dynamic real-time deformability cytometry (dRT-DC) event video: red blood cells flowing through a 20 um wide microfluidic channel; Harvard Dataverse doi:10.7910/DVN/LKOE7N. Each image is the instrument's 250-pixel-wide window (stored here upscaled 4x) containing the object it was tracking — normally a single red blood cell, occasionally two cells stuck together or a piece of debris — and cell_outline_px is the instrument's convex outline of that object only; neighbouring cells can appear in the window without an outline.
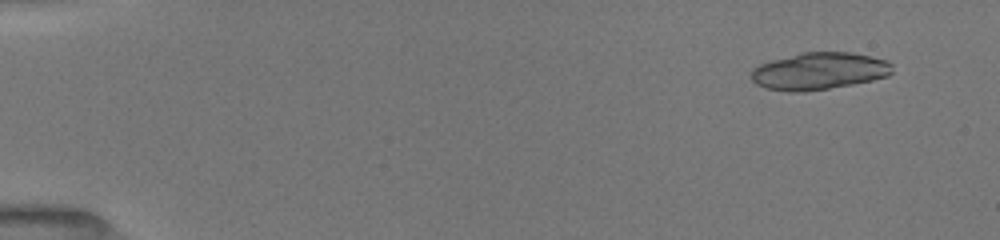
{"species": "common noctule bat (a hibernating species)", "species_latin": "Nyctalus noctula", "temperature_condition": "room temperature", "stored_images_in_passage": 40, "camera_frame_rate_fps": 3000, "um_per_image_px": 0.085, "animal": {"sex": "female", "body_mass_g": 19.5, "forearm_length_mm": 54.1}, "frame": {"image": 1, "passage_image": 4, "time_ms": 1.0, "image_size_px": [1000, 240], "cell_outline_px": [[892, 72], [888, 76], [872, 80], [852, 84], [804, 92], [788, 92], [764, 88], [756, 84], [752, 80], [752, 68], [760, 64], [772, 60], [804, 52], [852, 52], [888, 60], [892, 64]], "centroid_in_image_um": [69.63, 6.04], "position_along_channel_um": 15.4, "area_um2": 30.58}}
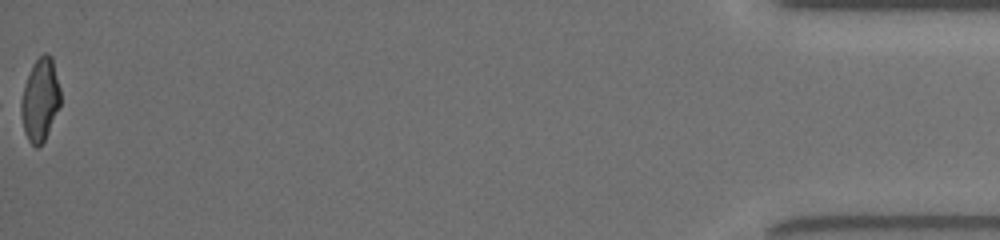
{"frame": {"image": 2, "passage_image": 40, "time_ms": 17.0, "image_size_px": [1000, 240], "cell_outline_px": [[60, 104], [44, 140], [36, 148], [28, 140], [24, 132], [20, 112], [20, 100], [32, 64], [44, 52], [48, 52], [52, 56], [60, 88]], "centroid_in_image_um": [3.4, 8.45], "position_along_channel_um": 431.8, "area_um2": 18.84}, "authors_computed_cell_mechanics": {"area_um2": 19.652, "velocity_mm_per_s": 4.0335, "shape_relaxation_time_tau1_ms": 4.6524, "shape_relaxation_time_tau2_ms": 1.702, "deformation_change_tau1": 0.1581, "deformation_change_tau2": 0.0864}}